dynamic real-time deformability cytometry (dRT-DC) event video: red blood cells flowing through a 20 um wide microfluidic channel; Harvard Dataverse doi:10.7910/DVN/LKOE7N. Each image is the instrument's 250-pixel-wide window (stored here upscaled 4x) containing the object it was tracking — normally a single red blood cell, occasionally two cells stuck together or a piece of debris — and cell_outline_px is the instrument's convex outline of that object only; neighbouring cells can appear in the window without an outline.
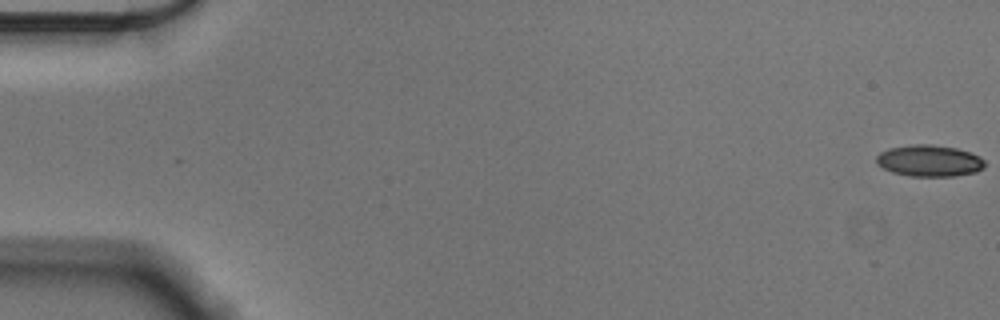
{"species": "Egyptian fruit bat (a non-hibernating species)", "species_latin": "Rousettus aegyptiacus", "temperature_condition": "cold", "stored_images_in_passage": 53, "camera_frame_rate_fps": 3000, "um_per_image_px": 0.085, "animal": {"sex": "male"}, "frame": {"image": 1, "passage_image": 1, "time_ms": 0.0, "image_size_px": [1000, 320], "cell_outline_px": [[984, 168], [976, 172], [956, 176], [912, 176], [892, 172], [876, 164], [876, 156], [880, 152], [888, 148], [912, 144], [932, 144], [956, 148], [980, 156], [984, 160]], "centroid_in_image_um": [78.98, 13.66], "position_along_channel_um": 6.0, "area_um2": 20.0}}
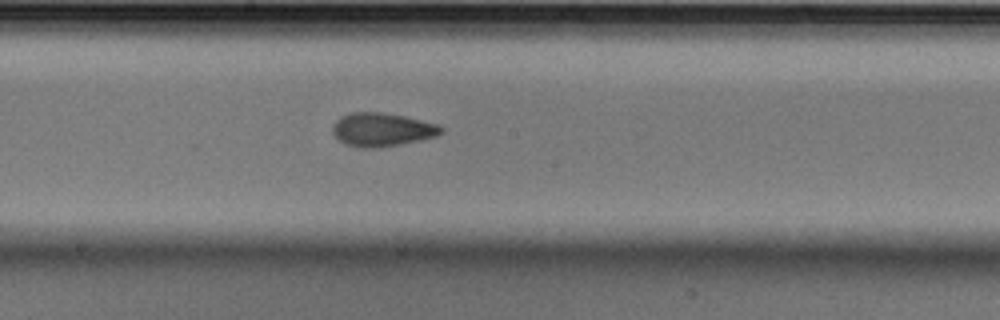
{"frame": {"image": 2, "passage_image": 31, "time_ms": 10.0, "image_size_px": [1000, 320], "cell_outline_px": [[444, 132], [436, 136], [420, 140], [380, 148], [360, 148], [344, 144], [332, 132], [332, 128], [336, 120], [340, 116], [352, 112], [380, 112], [404, 116], [440, 124], [444, 128]], "centroid_in_image_um": [32.49, 11.02], "position_along_channel_um": 215.7, "area_um2": 21.39}}
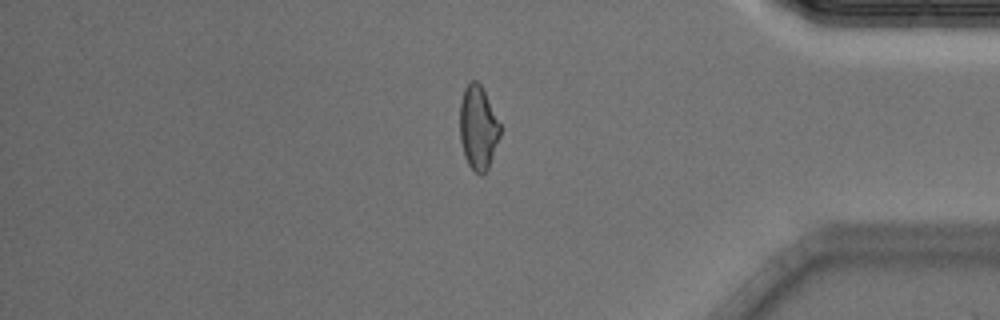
{"frame": {"image": 3, "passage_image": 48, "time_ms": 15.667, "image_size_px": [1000, 320], "cell_outline_px": [[500, 136], [488, 168], [480, 176], [468, 164], [464, 156], [460, 140], [460, 100], [464, 88], [472, 80], [476, 80], [480, 84], [500, 124]], "centroid_in_image_um": [40.62, 10.86], "position_along_channel_um": 394.6, "area_um2": 19.48}}